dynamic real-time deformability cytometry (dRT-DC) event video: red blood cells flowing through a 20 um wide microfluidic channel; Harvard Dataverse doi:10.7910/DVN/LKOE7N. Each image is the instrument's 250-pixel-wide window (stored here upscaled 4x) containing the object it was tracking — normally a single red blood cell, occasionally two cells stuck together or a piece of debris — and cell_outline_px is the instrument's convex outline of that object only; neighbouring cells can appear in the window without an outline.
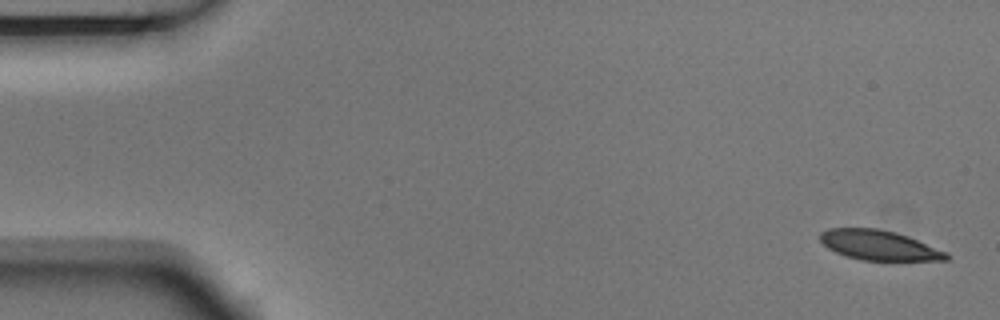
{"species": "Egyptian fruit bat (a non-hibernating species)", "species_latin": "Rousettus aegyptiacus", "temperature_condition": "room temperature", "stored_images_in_passage": 5, "camera_frame_rate_fps": 3000, "um_per_image_px": 0.085, "animal": {"sex": "male"}, "frame": {"image": 1, "passage_image": 1, "time_ms": 0.0, "image_size_px": [1000, 320], "cell_outline_px": [[948, 260], [860, 260], [836, 252], [828, 248], [820, 240], [820, 232], [828, 228], [876, 228], [896, 232], [908, 236], [948, 252]], "centroid_in_image_um": [74.71, 20.83], "position_along_channel_um": 10.3, "area_um2": 21.85}}
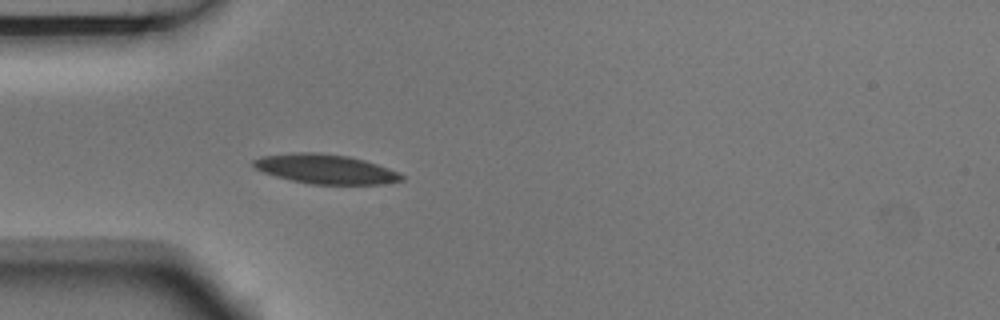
{"frame": {"image": 2, "passage_image": 5, "time_ms": 1.333, "image_size_px": [1000, 320], "cell_outline_px": [[404, 180], [384, 184], [308, 184], [276, 176], [264, 172], [256, 168], [252, 164], [252, 160], [264, 156], [296, 152], [316, 152], [348, 156], [364, 160], [400, 172], [404, 176]], "centroid_in_image_um": [27.7, 14.37], "position_along_channel_um": 57.3, "area_um2": 25.32}}